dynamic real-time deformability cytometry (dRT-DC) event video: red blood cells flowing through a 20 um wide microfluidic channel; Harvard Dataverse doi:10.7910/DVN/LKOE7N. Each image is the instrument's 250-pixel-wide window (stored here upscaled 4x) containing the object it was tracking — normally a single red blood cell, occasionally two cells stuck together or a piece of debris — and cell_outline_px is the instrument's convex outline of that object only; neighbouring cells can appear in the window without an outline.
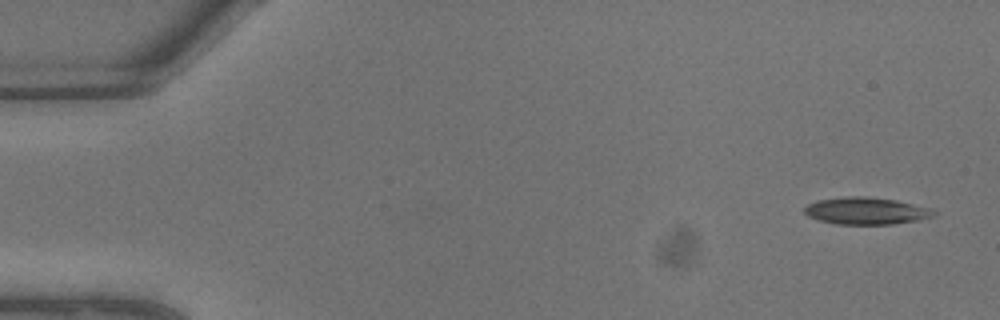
{"species": "common noctule bat (a hibernating species)", "species_latin": "Nyctalus noctula", "temperature_condition": "warm", "stored_images_in_passage": 8, "camera_frame_rate_fps": 3000, "um_per_image_px": 0.085, "animal": {"sex": "male", "body_mass_g": 13.3}, "frame": {"image": 1, "passage_image": 1, "time_ms": 0.0, "image_size_px": [1000, 320], "cell_outline_px": [[936, 212], [932, 216], [916, 220], [892, 224], [836, 224], [816, 220], [808, 216], [804, 212], [804, 208], [808, 204], [816, 200], [848, 196], [864, 196], [896, 200], [932, 208]], "centroid_in_image_um": [73.58, 17.92], "position_along_channel_um": 11.4, "area_um2": 20.4}}
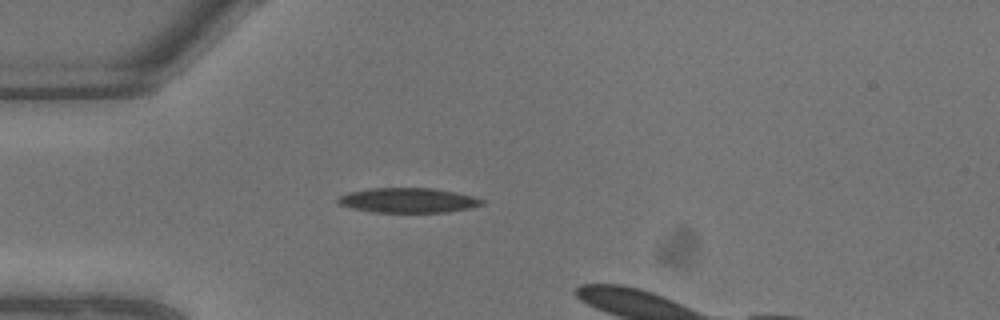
{"frame": {"image": 2, "passage_image": 6, "time_ms": 1.667, "image_size_px": [1000, 320], "cell_outline_px": [[484, 204], [468, 208], [448, 212], [372, 212], [352, 208], [336, 204], [336, 200], [340, 196], [348, 192], [372, 188], [432, 188], [456, 192], [472, 196], [484, 200]], "centroid_in_image_um": [34.65, 17.03], "position_along_channel_um": 50.3, "area_um2": 20.81}}